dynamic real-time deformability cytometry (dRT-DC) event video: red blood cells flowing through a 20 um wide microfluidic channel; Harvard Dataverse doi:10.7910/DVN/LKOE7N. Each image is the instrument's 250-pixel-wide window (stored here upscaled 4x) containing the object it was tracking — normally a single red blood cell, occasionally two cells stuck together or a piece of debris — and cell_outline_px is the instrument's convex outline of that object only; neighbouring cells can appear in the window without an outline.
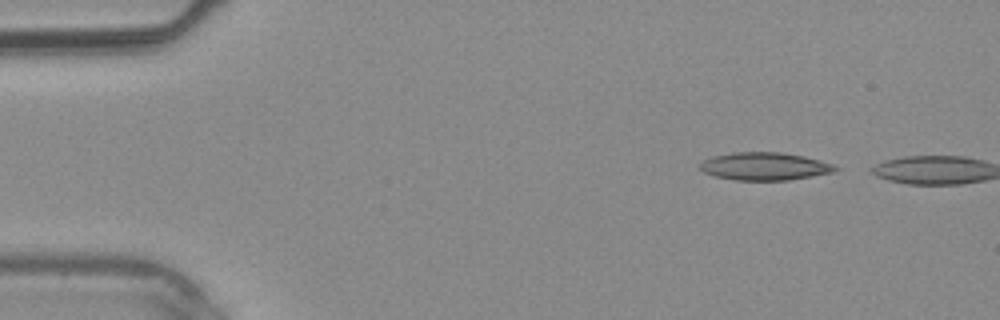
{"species": "common noctule bat (a hibernating species)", "species_latin": "Nyctalus noctula", "temperature_condition": "warm", "stored_images_in_passage": 2, "camera_frame_rate_fps": 3000, "um_per_image_px": 0.085, "animal": {"sex": "male", "body_mass_g": 20.4}, "frame": {"image": 1, "passage_image": 1, "time_ms": 0.0, "image_size_px": [1000, 320], "cell_outline_px": [[840, 168], [832, 172], [812, 176], [788, 180], [736, 180], [716, 176], [704, 172], [700, 168], [700, 164], [704, 160], [712, 156], [732, 152], [780, 152], [804, 156], [820, 160], [832, 164]], "centroid_in_image_um": [65.0, 14.13], "position_along_channel_um": 20.0, "area_um2": 21.79}}